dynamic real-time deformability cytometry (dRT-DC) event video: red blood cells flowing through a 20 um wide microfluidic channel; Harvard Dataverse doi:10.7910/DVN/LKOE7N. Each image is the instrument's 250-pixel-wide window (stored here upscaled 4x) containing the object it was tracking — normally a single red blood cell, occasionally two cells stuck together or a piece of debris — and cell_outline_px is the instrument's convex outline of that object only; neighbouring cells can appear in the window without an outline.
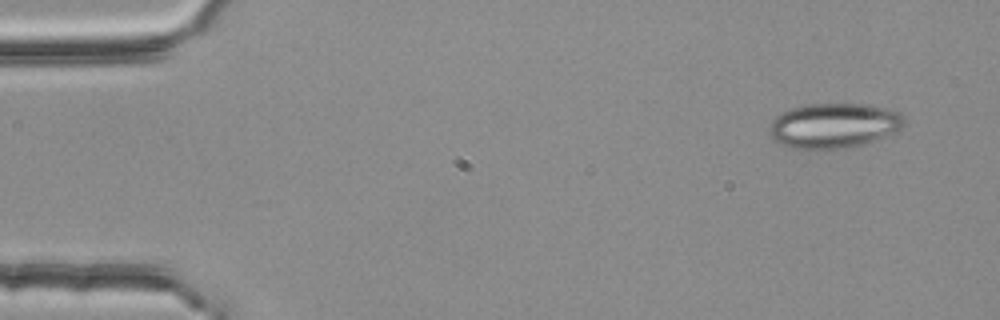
{"species": "common noctule bat (a hibernating species)", "species_latin": "Nyctalus noctula", "temperature_condition": "room temperature", "stored_images_in_passage": 3, "camera_frame_rate_fps": 3000, "um_per_image_px": 0.085, "animal": {"sex": "female", "body_mass_g": 25.1}, "frame": {"image": 1, "passage_image": 1, "time_ms": 0.0, "image_size_px": [1000, 320], "cell_outline_px": [[904, 124], [900, 128], [884, 136], [860, 144], [844, 148], [792, 148], [780, 144], [772, 140], [768, 132], [768, 128], [772, 120], [776, 116], [792, 108], [808, 104], [868, 104], [888, 108], [900, 112], [904, 120]], "centroid_in_image_um": [70.83, 10.66], "position_along_channel_um": 14.2, "area_um2": 34.97}}